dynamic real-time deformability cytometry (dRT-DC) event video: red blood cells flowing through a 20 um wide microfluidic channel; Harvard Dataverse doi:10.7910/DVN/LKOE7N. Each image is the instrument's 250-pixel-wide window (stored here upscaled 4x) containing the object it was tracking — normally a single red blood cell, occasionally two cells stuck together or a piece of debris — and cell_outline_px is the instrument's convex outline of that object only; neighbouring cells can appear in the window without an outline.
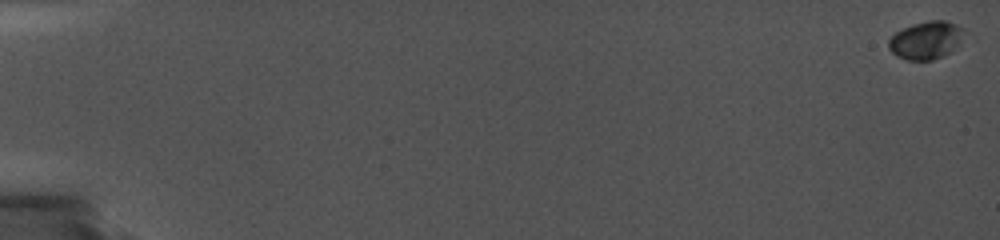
{"species": "common noctule bat (a hibernating species)", "species_latin": "Nyctalus noctula", "temperature_condition": "cold", "stored_images_in_passage": 30, "camera_frame_rate_fps": 5000, "um_per_image_px": 0.085, "animal": {"sex": "female", "body_mass_g": 19.0, "forearm_length_mm": 56.7}, "frame": {"image": 1, "passage_image": 1, "time_ms": 0.0, "image_size_px": [1000, 240], "cell_outline_px": [[964, 28], [960, 40], [944, 56], [932, 60], [908, 60], [896, 56], [888, 48], [888, 40], [896, 32], [912, 24], [928, 20], [944, 20], [956, 24]], "centroid_in_image_um": [78.66, 3.41], "position_along_channel_um": 6.3, "area_um2": 16.42}}
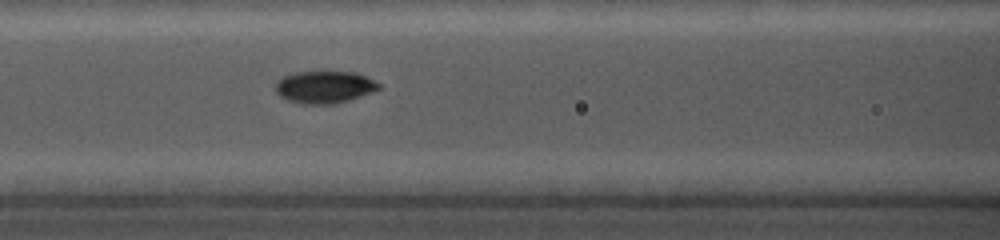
{"frame": {"image": 2, "passage_image": 16, "time_ms": 9.0, "image_size_px": [1000, 240], "cell_outline_px": [[380, 88], [372, 92], [348, 100], [332, 104], [304, 104], [288, 100], [280, 96], [276, 92], [276, 80], [292, 72], [356, 72], [380, 84]], "centroid_in_image_um": [27.55, 7.4], "position_along_channel_um": 139.1, "area_um2": 19.25}}
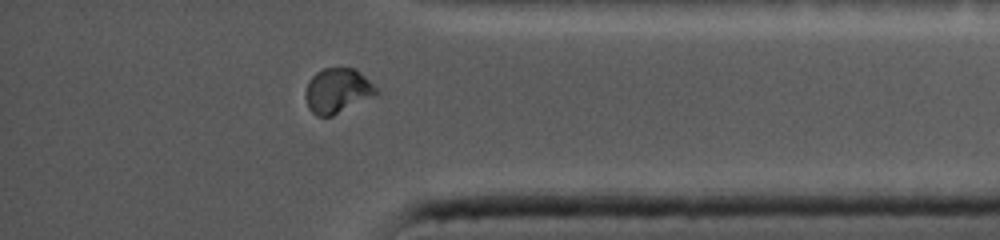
{"frame": {"image": 3, "passage_image": 27, "time_ms": 16.2, "image_size_px": [1000, 240], "cell_outline_px": [[380, 92], [332, 116], [316, 116], [308, 108], [304, 96], [304, 92], [308, 80], [316, 72], [324, 68], [356, 68], [380, 88]], "centroid_in_image_um": [28.68, 7.69], "position_along_channel_um": 406.5, "area_um2": 18.73}}